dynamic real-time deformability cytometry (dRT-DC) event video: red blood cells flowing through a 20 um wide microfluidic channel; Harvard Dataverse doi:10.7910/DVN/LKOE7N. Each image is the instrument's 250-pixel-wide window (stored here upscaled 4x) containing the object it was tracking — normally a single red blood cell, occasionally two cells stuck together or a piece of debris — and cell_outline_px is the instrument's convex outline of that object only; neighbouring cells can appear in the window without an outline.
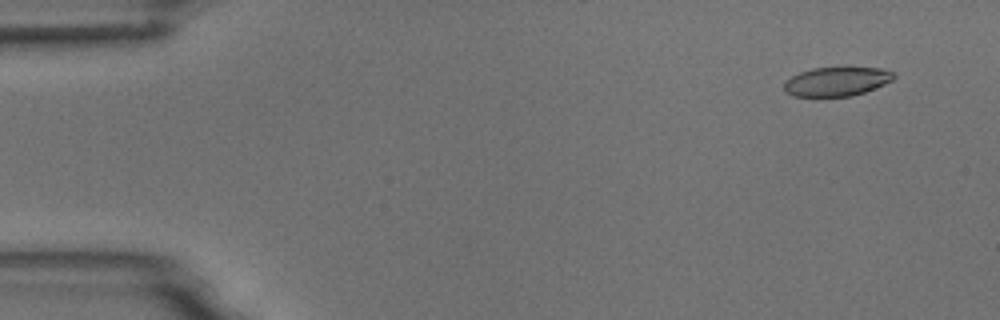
{"species": "common noctule bat (a hibernating species)", "species_latin": "Nyctalus noctula", "temperature_condition": "room temperature", "stored_images_in_passage": 5, "camera_frame_rate_fps": 3000, "um_per_image_px": 0.085, "animal": {"sex": "male", "body_mass_g": 18.8}, "frame": {"image": 1, "passage_image": 1, "time_ms": 0.0, "image_size_px": [1000, 320], "cell_outline_px": [[896, 76], [892, 80], [884, 84], [864, 92], [852, 96], [792, 96], [784, 92], [784, 80], [800, 72], [812, 68], [844, 64], [880, 68], [892, 72]], "centroid_in_image_um": [71.11, 6.87], "position_along_channel_um": 13.9, "area_um2": 19.42}}
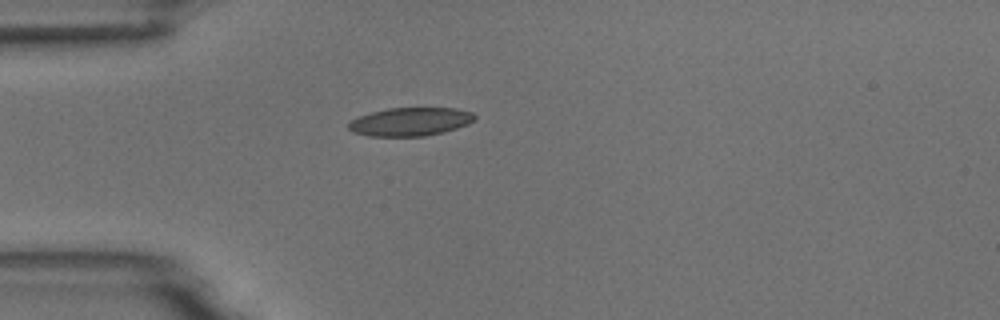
{"frame": {"image": 2, "passage_image": 4, "time_ms": 3.667, "image_size_px": [1000, 320], "cell_outline_px": [[476, 120], [468, 124], [444, 132], [424, 136], [368, 136], [352, 132], [348, 128], [348, 124], [352, 120], [360, 116], [372, 112], [388, 108], [456, 108], [472, 112], [476, 116]], "centroid_in_image_um": [34.9, 10.35], "position_along_channel_um": 50.1, "area_um2": 20.87}}